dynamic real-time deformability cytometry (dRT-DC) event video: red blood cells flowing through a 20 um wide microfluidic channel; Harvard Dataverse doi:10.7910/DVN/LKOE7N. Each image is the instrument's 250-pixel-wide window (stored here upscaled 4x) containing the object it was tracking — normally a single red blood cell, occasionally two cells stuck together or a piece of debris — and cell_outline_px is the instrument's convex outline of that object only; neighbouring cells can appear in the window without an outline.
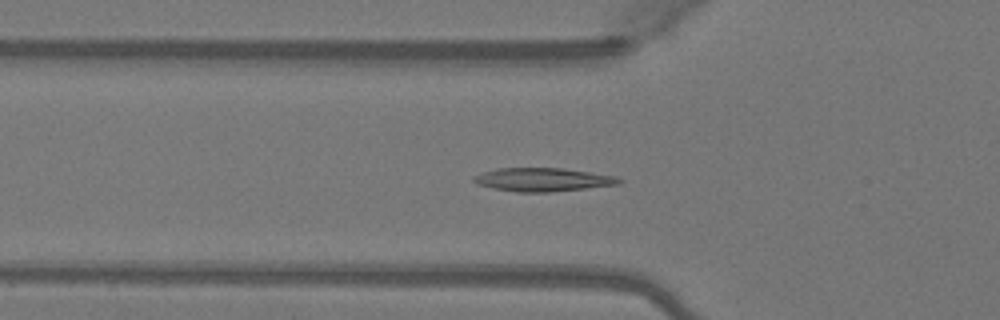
{"species": "Egyptian fruit bat (a non-hibernating species)", "species_latin": "Rousettus aegyptiacus", "temperature_condition": "warm", "stored_images_in_passage": 37, "camera_frame_rate_fps": 3000, "um_per_image_px": 0.085, "animal": {"sex": "female"}, "frame": {"image": 1, "passage_image": 3, "time_ms": 0.667, "image_size_px": [1000, 320], "cell_outline_px": [[624, 180], [620, 184], [548, 192], [516, 192], [476, 184], [472, 180], [472, 176], [484, 172], [500, 168], [564, 168], [616, 176]], "centroid_in_image_um": [46.15, 15.26], "position_along_channel_um": 79.6, "area_um2": 19.71}}
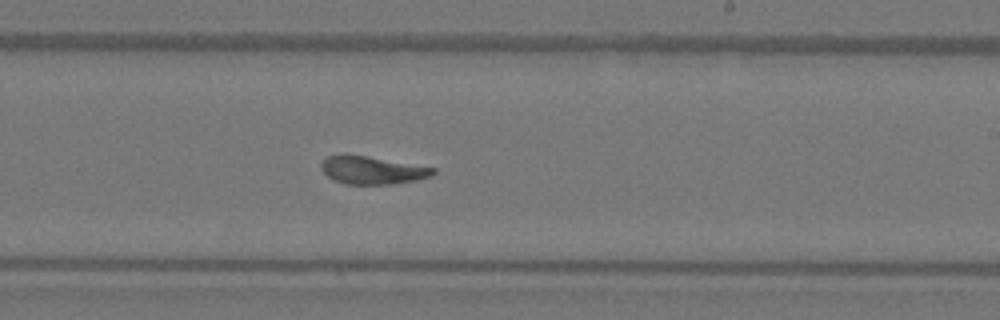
{"frame": {"image": 2, "passage_image": 16, "time_ms": 5.0, "image_size_px": [1000, 320], "cell_outline_px": [[436, 172], [432, 176], [416, 180], [396, 184], [344, 184], [328, 176], [320, 168], [320, 164], [328, 156], [344, 152], [436, 168]], "centroid_in_image_um": [31.63, 14.45], "position_along_channel_um": 257.4, "area_um2": 18.38}}
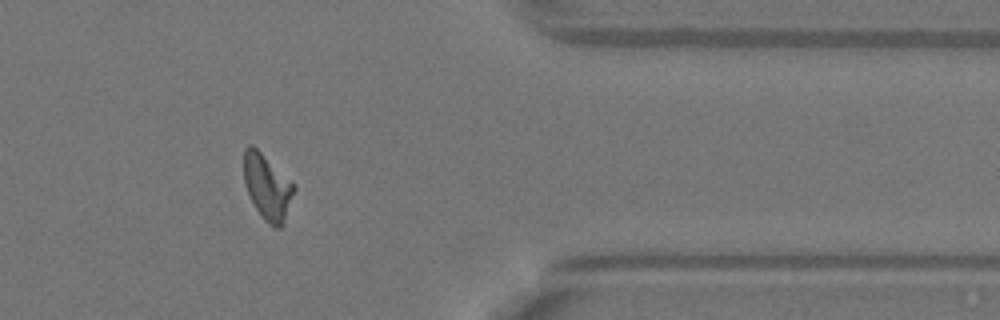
{"frame": {"image": 3, "passage_image": 27, "time_ms": 8.667, "image_size_px": [1000, 320], "cell_outline_px": [[296, 188], [280, 228], [276, 228], [268, 224], [264, 220], [256, 208], [244, 184], [244, 148], [248, 144], [252, 144], [296, 184]], "centroid_in_image_um": [22.72, 15.85], "position_along_channel_um": 388.7, "area_um2": 18.96}, "authors_computed_cell_mechanics": {"area_um2": 18.496, "velocity_mm_per_s": 4.0838, "shape_relaxation_time_tau1_ms": 5.2345, "shape_relaxation_time_tau2_ms": 2.003, "deformation_change_tau1": 0.198, "deformation_change_tau2": 0.0788}}